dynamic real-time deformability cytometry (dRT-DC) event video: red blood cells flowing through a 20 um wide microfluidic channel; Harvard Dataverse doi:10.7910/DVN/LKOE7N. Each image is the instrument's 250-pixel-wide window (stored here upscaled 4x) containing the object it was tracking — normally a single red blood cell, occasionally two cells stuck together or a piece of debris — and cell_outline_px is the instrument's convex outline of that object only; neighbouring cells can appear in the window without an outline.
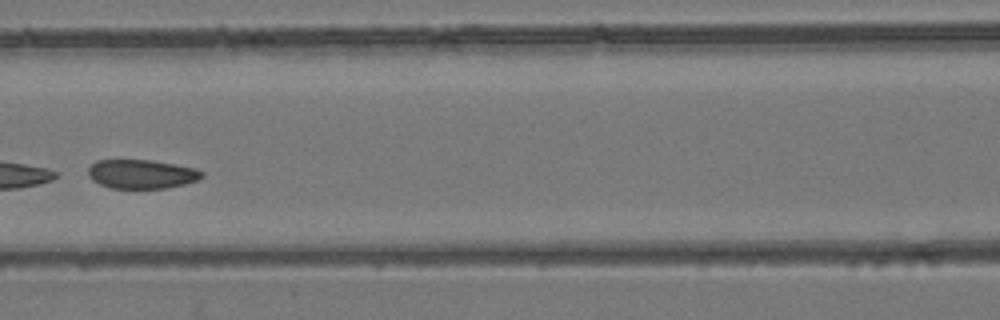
{"species": "common noctule bat (a hibernating species)", "species_latin": "Nyctalus noctula", "temperature_condition": "room temperature", "stored_images_in_passage": 6, "camera_frame_rate_fps": 3000, "um_per_image_px": 0.085, "animal": {"sex": "female", "body_mass_g": 24.6, "forearm_length_mm": 56.2}, "frame": {"image": 1, "passage_image": 5, "time_ms": 5.667, "image_size_px": [1000, 320], "cell_outline_px": [[204, 176], [200, 180], [184, 184], [164, 188], [108, 188], [92, 180], [88, 176], [88, 168], [96, 160], [152, 160], [196, 168], [204, 172]], "centroid_in_image_um": [12.05, 14.79], "position_along_channel_um": 154.6, "area_um2": 19.36}}
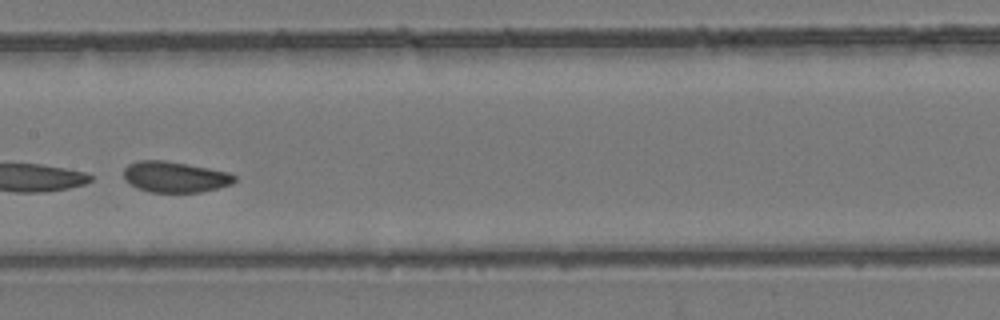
{"frame": {"image": 2, "passage_image": 6, "time_ms": 6.667, "image_size_px": [1000, 320], "cell_outline_px": [[236, 180], [232, 184], [200, 192], [148, 192], [136, 188], [128, 184], [124, 180], [124, 168], [128, 164], [140, 160], [164, 160], [208, 168], [228, 172], [236, 176]], "centroid_in_image_um": [14.82, 15.04], "position_along_channel_um": 192.6, "area_um2": 20.0}}